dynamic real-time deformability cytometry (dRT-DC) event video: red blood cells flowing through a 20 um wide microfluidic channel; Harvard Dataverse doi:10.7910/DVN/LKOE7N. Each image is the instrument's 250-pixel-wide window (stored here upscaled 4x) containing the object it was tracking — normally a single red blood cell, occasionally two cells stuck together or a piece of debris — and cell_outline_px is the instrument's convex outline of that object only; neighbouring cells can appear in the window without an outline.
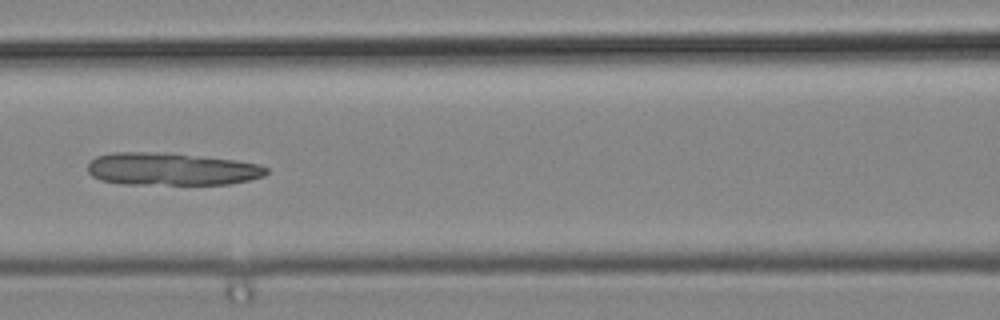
{"species": "common noctule bat (a hibernating species)", "species_latin": "Nyctalus noctula", "temperature_condition": "cold", "stored_images_in_passage": 44, "camera_frame_rate_fps": 3000, "um_per_image_px": 0.085, "animal": {"sex": "male", "body_mass_g": 19.2, "forearm_length_mm": 51.8}, "frame": {"image": 1, "passage_image": 17, "time_ms": 5.333, "image_size_px": [1000, 320], "cell_outline_px": [[268, 172], [264, 176], [248, 180], [228, 184], [124, 184], [100, 180], [92, 176], [88, 172], [88, 164], [96, 156], [112, 152], [152, 152], [236, 160], [260, 164], [268, 168]], "centroid_in_image_um": [14.56, 14.38], "position_along_channel_um": 152.0, "area_um2": 33.7}}
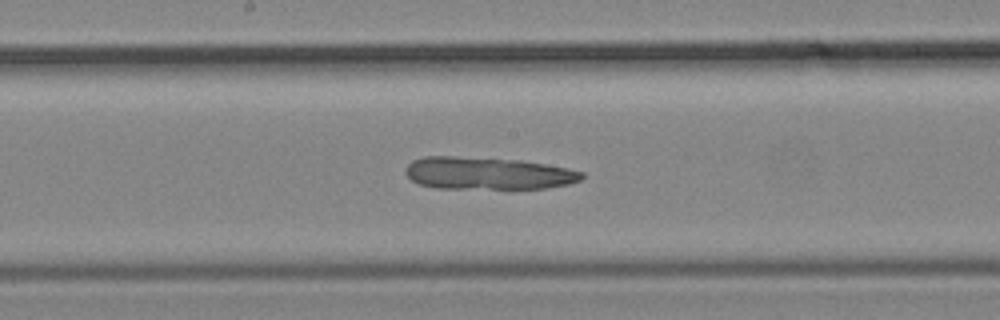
{"frame": {"image": 2, "passage_image": 21, "time_ms": 6.667, "image_size_px": [1000, 320], "cell_outline_px": [[584, 176], [580, 180], [568, 184], [548, 188], [436, 188], [416, 184], [404, 172], [404, 168], [412, 160], [424, 156], [456, 156], [520, 160], [568, 168], [584, 172]], "centroid_in_image_um": [41.41, 14.72], "position_along_channel_um": 206.8, "area_um2": 33.41}}
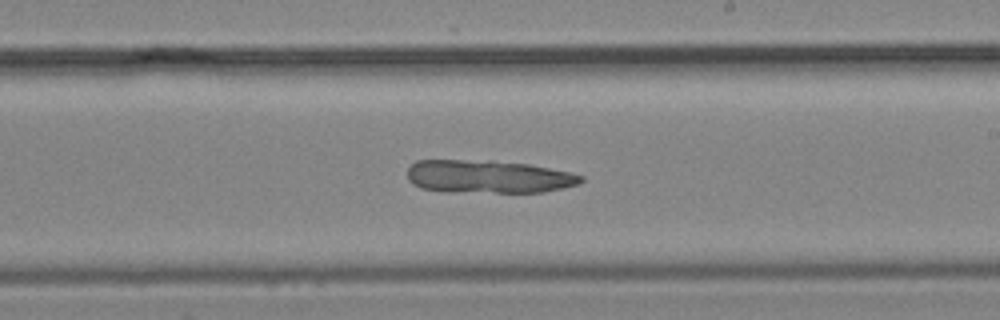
{"frame": {"image": 3, "passage_image": 24, "time_ms": 7.667, "image_size_px": [1000, 320], "cell_outline_px": [[584, 180], [580, 184], [564, 188], [544, 192], [444, 192], [420, 188], [412, 184], [408, 180], [408, 168], [416, 160], [492, 160], [528, 164], [572, 172], [584, 176]], "centroid_in_image_um": [41.52, 15.02], "position_along_channel_um": 247.5, "area_um2": 33.93}}